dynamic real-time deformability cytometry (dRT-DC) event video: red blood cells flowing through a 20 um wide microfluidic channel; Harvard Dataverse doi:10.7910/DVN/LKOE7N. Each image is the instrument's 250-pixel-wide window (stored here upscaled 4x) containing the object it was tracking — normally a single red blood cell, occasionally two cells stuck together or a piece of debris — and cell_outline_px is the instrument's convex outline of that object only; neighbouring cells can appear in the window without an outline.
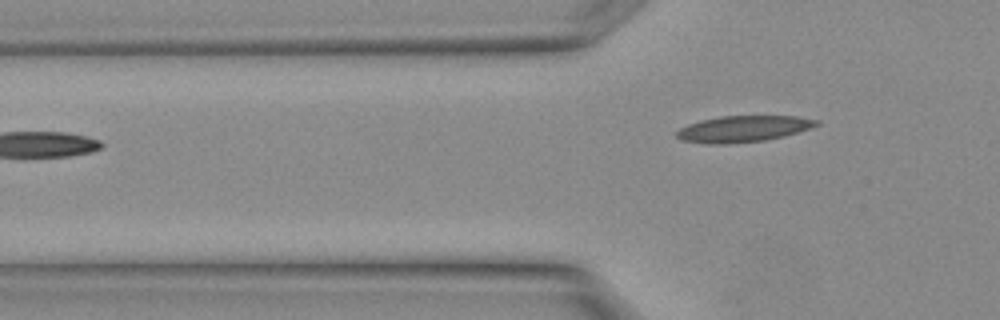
{"species": "Egyptian fruit bat (a non-hibernating species)", "species_latin": "Rousettus aegyptiacus", "temperature_condition": "warm", "stored_images_in_passage": 6, "segment_of_instrument_passage": [2, 2], "camera_frame_rate_fps": 3000, "um_per_image_px": 0.085, "animal": {"sex": "female"}, "frame": {"image": 1, "passage_image": 6, "time_ms": 1.667, "image_size_px": [1000, 320], "cell_outline_px": [[820, 124], [784, 136], [764, 140], [728, 144], [708, 144], [680, 140], [676, 136], [676, 132], [680, 128], [688, 124], [700, 120], [720, 116], [796, 116], [820, 120]], "centroid_in_image_um": [63.13, 10.95], "position_along_channel_um": 62.7, "area_um2": 21.39}}